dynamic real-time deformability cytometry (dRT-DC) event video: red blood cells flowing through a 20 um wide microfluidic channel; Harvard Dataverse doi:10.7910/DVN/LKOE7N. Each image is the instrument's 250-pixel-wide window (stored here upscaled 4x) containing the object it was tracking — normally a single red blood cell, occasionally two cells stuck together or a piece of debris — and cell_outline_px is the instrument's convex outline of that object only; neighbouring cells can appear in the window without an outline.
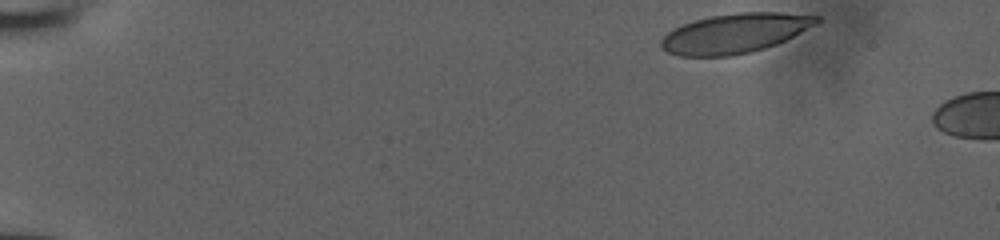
{"species": "human", "species_latin": "Homo sapiens", "temperature_condition": "room temperature", "stored_images_in_passage": 8, "camera_frame_rate_fps": 3000, "um_per_image_px": 0.085, "donor": {"sex": "male"}, "frame": {"image": 1, "passage_image": 1, "time_ms": 0.0, "image_size_px": [1000, 240], "cell_outline_px": [[820, 20], [816, 24], [776, 44], [764, 48], [732, 56], [680, 56], [668, 52], [660, 48], [660, 40], [672, 28], [708, 16], [736, 12], [780, 12], [820, 16]], "centroid_in_image_um": [62.42, 2.82], "position_along_channel_um": 22.6, "area_um2": 35.72}}